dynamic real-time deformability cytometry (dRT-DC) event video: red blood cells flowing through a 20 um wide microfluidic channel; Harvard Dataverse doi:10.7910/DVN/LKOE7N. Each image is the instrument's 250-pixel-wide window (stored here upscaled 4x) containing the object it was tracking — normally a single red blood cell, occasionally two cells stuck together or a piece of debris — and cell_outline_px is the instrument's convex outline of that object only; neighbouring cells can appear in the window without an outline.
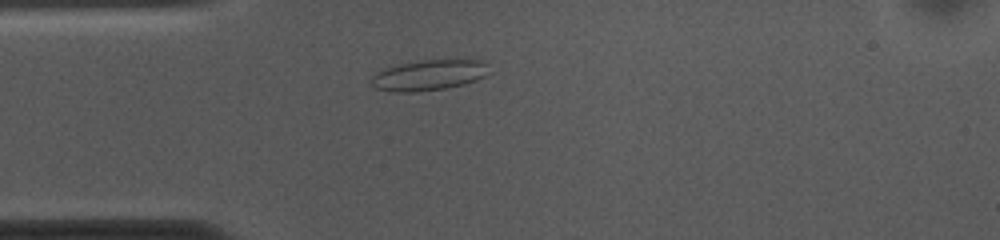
{"species": "common noctule bat (a hibernating species)", "species_latin": "Nyctalus noctula", "temperature_condition": "cold", "stored_images_in_passage": 49, "camera_frame_rate_fps": 3000, "um_per_image_px": 0.085, "animal": {"sex": "female", "body_mass_g": 10.0, "forearm_length_mm": 53.1}, "frame": {"image": 1, "passage_image": 8, "time_ms": 2.333, "image_size_px": [1000, 240], "cell_outline_px": [[492, 72], [476, 80], [464, 84], [444, 88], [416, 92], [392, 92], [376, 88], [372, 84], [372, 76], [376, 72], [400, 64], [424, 60], [464, 56], [480, 60], [488, 64]], "centroid_in_image_um": [36.58, 6.34], "position_along_channel_um": 48.4, "area_um2": 21.68}}
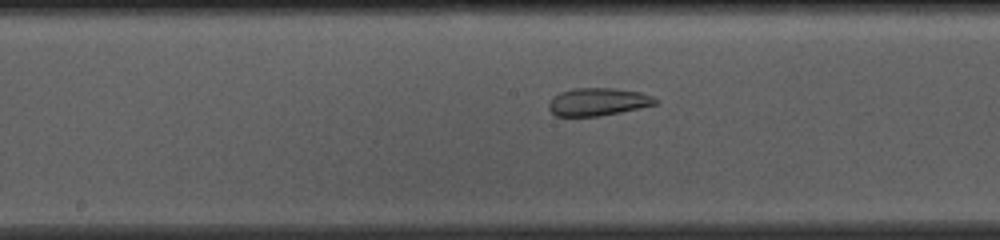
{"frame": {"image": 2, "passage_image": 21, "time_ms": 6.667, "image_size_px": [1000, 240], "cell_outline_px": [[660, 100], [656, 104], [640, 108], [600, 116], [556, 116], [548, 108], [548, 104], [552, 96], [560, 92], [572, 88], [612, 88], [640, 92], [652, 96]], "centroid_in_image_um": [50.81, 8.65], "position_along_channel_um": 197.4, "area_um2": 17.34}}
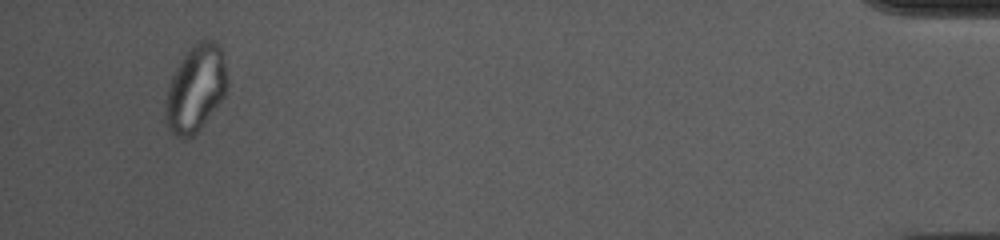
{"frame": {"image": 3, "passage_image": 46, "time_ms": 15.0, "image_size_px": [1000, 240], "cell_outline_px": [[228, 84], [224, 96], [200, 128], [192, 136], [176, 136], [168, 128], [164, 116], [164, 108], [168, 88], [172, 76], [180, 60], [200, 40], [212, 40], [220, 48], [224, 64]], "centroid_in_image_um": [16.61, 7.55], "position_along_channel_um": 418.6, "area_um2": 30.4}, "authors_computed_cell_mechanics": {"area_um2": 22.1952, "velocity_mm_per_s": 3.6123, "shape_relaxation_time_tau1_ms": null, "shape_relaxation_time_tau2_ms": 1.2298, "deformation_change_tau1": null, "deformation_change_tau2": 0.0632}}